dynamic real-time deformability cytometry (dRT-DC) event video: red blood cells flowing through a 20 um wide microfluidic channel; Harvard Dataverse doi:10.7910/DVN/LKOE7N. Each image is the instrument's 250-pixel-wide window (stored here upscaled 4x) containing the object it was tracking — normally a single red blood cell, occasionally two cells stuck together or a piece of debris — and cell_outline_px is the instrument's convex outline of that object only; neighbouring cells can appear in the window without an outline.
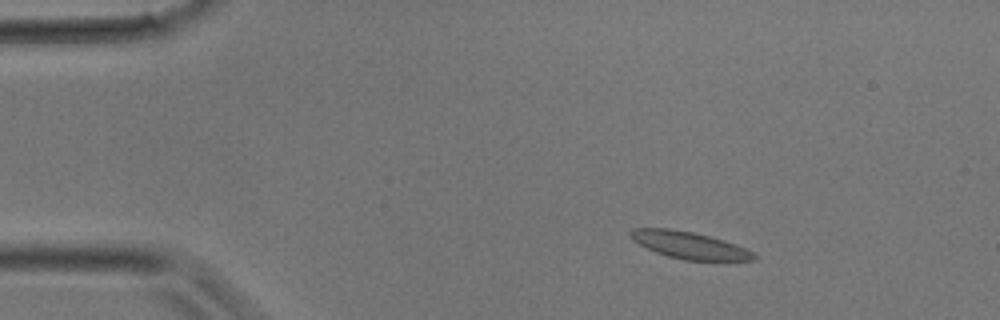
{"species": "common noctule bat (a hibernating species)", "species_latin": "Nyctalus noctula", "temperature_condition": "room temperature", "stored_images_in_passage": 36, "camera_frame_rate_fps": 3000, "um_per_image_px": 0.085, "animal": {"sex": "male", "body_mass_g": 17.9}, "frame": {"image": 1, "passage_image": 5, "time_ms": 1.333, "image_size_px": [1000, 320], "cell_outline_px": [[756, 260], [684, 260], [668, 256], [656, 252], [632, 240], [628, 232], [632, 228], [672, 228], [692, 232], [724, 240], [744, 248], [752, 252], [756, 256]], "centroid_in_image_um": [58.55, 20.83], "position_along_channel_um": 26.5, "area_um2": 19.19}}
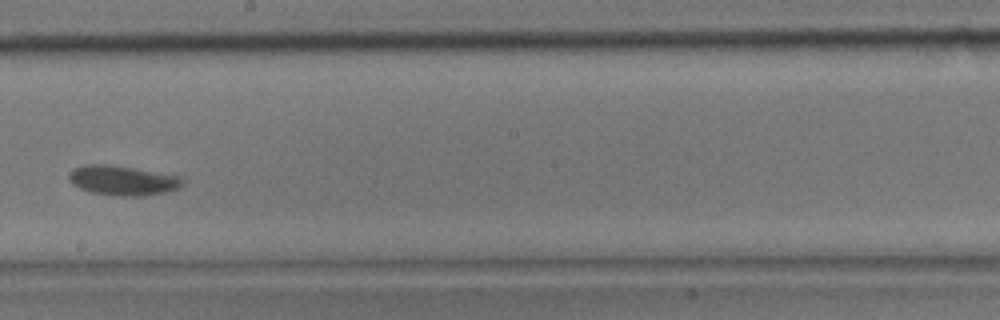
{"frame": {"image": 2, "passage_image": 20, "time_ms": 6.333, "image_size_px": [1000, 320], "cell_outline_px": [[184, 184], [180, 188], [164, 192], [144, 196], [116, 196], [92, 192], [80, 188], [72, 184], [68, 180], [68, 172], [72, 168], [84, 164], [108, 164], [184, 176]], "centroid_in_image_um": [10.43, 15.33], "position_along_channel_um": 237.8, "area_um2": 20.06}}
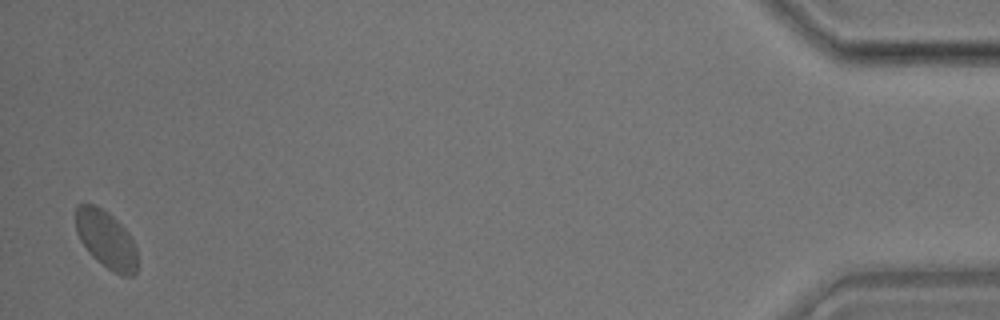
{"frame": {"image": 3, "passage_image": 35, "time_ms": 11.333, "image_size_px": [1000, 320], "cell_outline_px": [[136, 272], [132, 276], [124, 276], [108, 268], [96, 260], [88, 252], [80, 240], [76, 232], [76, 204], [96, 204], [108, 212], [128, 232], [136, 248]], "centroid_in_image_um": [9.0, 20.33], "position_along_channel_um": 426.2, "area_um2": 20.58}}